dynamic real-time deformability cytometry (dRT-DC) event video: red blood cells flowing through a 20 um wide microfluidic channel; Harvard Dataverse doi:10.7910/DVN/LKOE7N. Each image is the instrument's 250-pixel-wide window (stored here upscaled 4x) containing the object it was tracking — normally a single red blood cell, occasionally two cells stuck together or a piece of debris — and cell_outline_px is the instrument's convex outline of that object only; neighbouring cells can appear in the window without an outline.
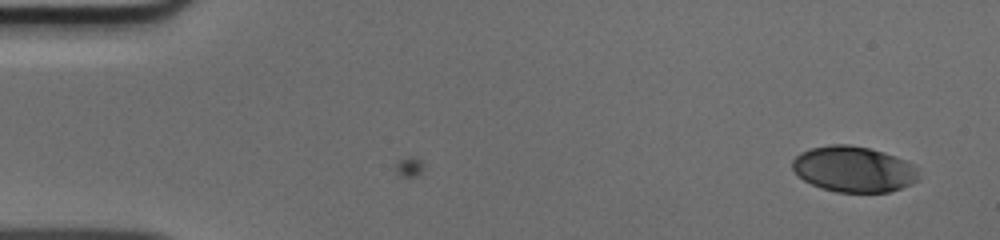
{"species": "human", "species_latin": "Homo sapiens", "temperature_condition": "cold", "stored_images_in_passage": 3, "camera_frame_rate_fps": 3000, "um_per_image_px": 0.085, "donor": {"sex": "male"}, "frame": {"image": 1, "passage_image": 3, "time_ms": 0.667, "image_size_px": [1000, 240], "cell_outline_px": [[920, 180], [912, 184], [888, 192], [836, 192], [820, 188], [804, 180], [792, 168], [792, 160], [800, 152], [812, 148], [832, 144], [848, 144], [868, 148], [884, 152], [896, 156], [912, 164], [916, 168]], "centroid_in_image_um": [72.57, 14.38], "position_along_channel_um": 12.4, "area_um2": 33.7}}